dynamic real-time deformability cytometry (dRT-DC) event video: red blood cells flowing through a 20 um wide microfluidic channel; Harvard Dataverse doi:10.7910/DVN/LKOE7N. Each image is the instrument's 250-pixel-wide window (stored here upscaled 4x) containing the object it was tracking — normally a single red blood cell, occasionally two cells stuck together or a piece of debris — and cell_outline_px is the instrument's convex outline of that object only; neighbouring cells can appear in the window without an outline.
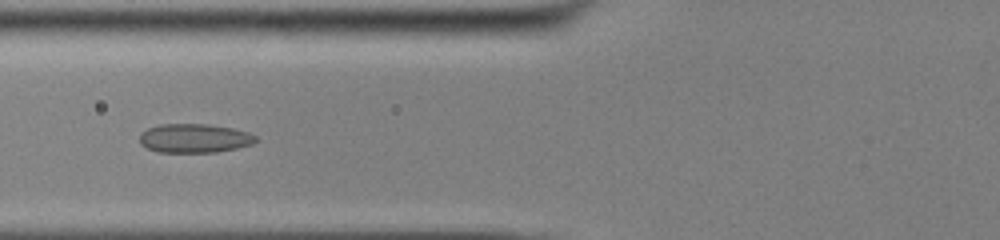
{"species": "common noctule bat (a hibernating species)", "species_latin": "Nyctalus noctula", "temperature_condition": "cold", "stored_images_in_passage": 53, "camera_frame_rate_fps": 3000, "um_per_image_px": 0.085, "animal": {"sex": "male", "body_mass_g": 13.0, "forearm_length_mm": 53.1}, "frame": {"image": 1, "passage_image": 22, "time_ms": 7.0, "image_size_px": [1000, 240], "cell_outline_px": [[260, 140], [252, 144], [236, 148], [216, 152], [156, 152], [140, 144], [140, 132], [148, 128], [160, 124], [208, 124], [232, 128], [248, 132], [256, 136]], "centroid_in_image_um": [16.53, 11.75], "position_along_channel_um": 109.3, "area_um2": 19.71}}
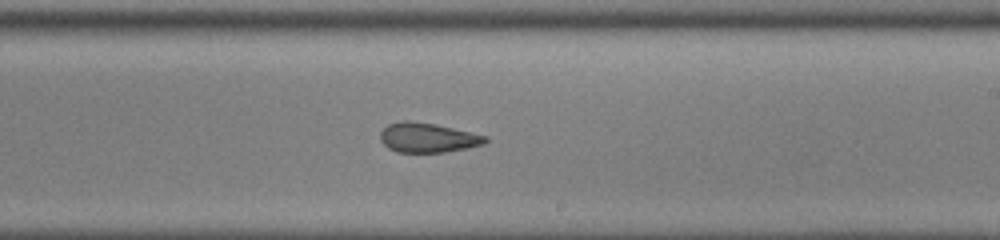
{"frame": {"image": 2, "passage_image": 33, "time_ms": 10.667, "image_size_px": [1000, 240], "cell_outline_px": [[488, 140], [484, 144], [468, 148], [444, 152], [396, 152], [388, 148], [380, 140], [380, 132], [388, 124], [400, 120], [408, 120], [436, 124], [488, 136]], "centroid_in_image_um": [36.35, 11.69], "position_along_channel_um": 252.7, "area_um2": 18.26}}
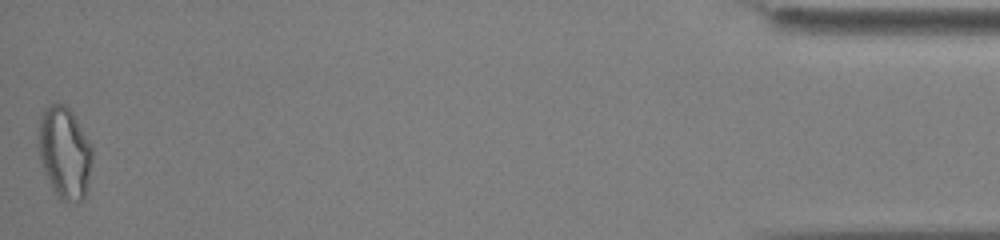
{"frame": {"image": 3, "passage_image": 53, "time_ms": 17.333, "image_size_px": [1000, 240], "cell_outline_px": [[92, 156], [88, 184], [84, 200], [60, 200], [56, 196], [48, 180], [40, 160], [36, 136], [40, 116], [44, 108], [52, 104], [64, 104], [72, 112], [92, 148]], "centroid_in_image_um": [5.45, 12.97], "position_along_channel_um": 429.8, "area_um2": 28.78}, "authors_computed_cell_mechanics": {"area_um2": 20.8658, "velocity_mm_per_s": 3.91, "shape_relaxation_time_tau1_ms": null, "shape_relaxation_time_tau2_ms": 2.3392, "deformation_change_tau1": null, "deformation_change_tau2": 0.0758}}